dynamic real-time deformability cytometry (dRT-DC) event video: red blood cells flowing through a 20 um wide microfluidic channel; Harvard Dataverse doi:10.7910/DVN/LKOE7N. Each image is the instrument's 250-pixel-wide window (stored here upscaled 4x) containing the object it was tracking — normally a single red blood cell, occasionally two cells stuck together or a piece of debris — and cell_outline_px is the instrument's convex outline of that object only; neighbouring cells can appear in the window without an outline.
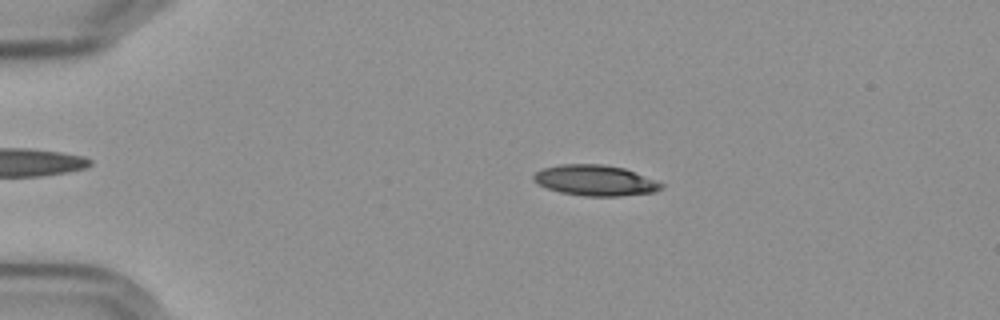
{"species": "Egyptian fruit bat (a non-hibernating species)", "species_latin": "Rousettus aegyptiacus", "temperature_condition": "cold", "stored_images_in_passage": 8, "camera_frame_rate_fps": 3000, "um_per_image_px": 0.085, "frame": {"image": 1, "passage_image": 3, "time_ms": 2.333, "image_size_px": [1000, 320], "cell_outline_px": [[664, 188], [656, 192], [620, 196], [584, 196], [560, 192], [548, 188], [532, 180], [532, 176], [536, 172], [544, 168], [560, 164], [604, 164], [624, 168], [664, 184]], "centroid_in_image_um": [50.6, 15.34], "position_along_channel_um": 34.4, "area_um2": 22.77}}
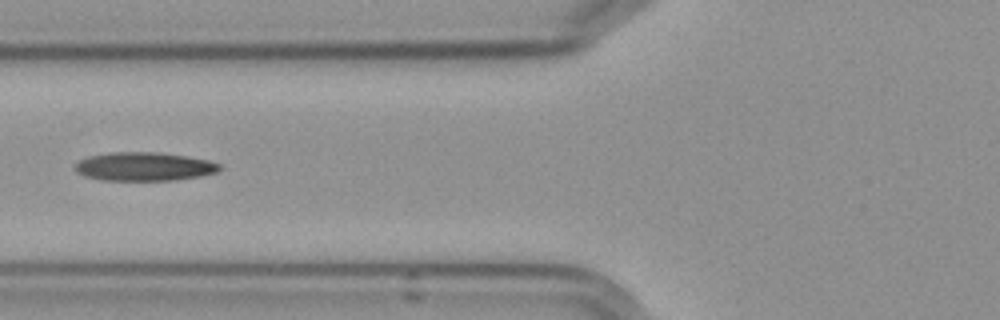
{"frame": {"image": 2, "passage_image": 6, "time_ms": 6.0, "image_size_px": [1000, 320], "cell_outline_px": [[220, 168], [216, 172], [200, 176], [172, 180], [104, 180], [88, 176], [76, 172], [76, 164], [80, 160], [88, 156], [108, 152], [160, 152], [208, 160], [220, 164]], "centroid_in_image_um": [12.25, 14.14], "position_along_channel_um": 113.6, "area_um2": 23.81}}
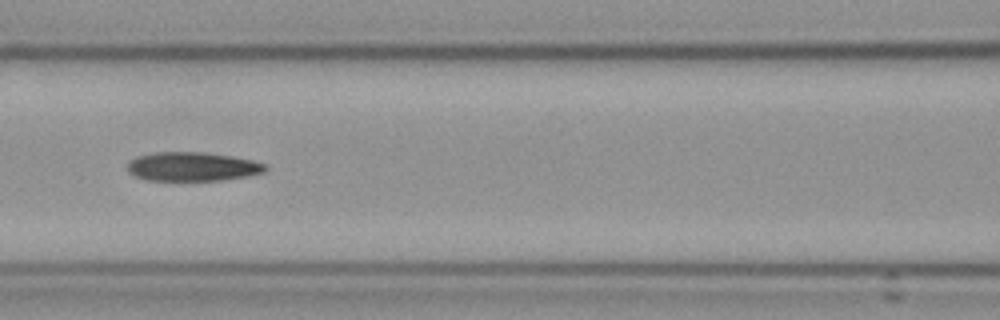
{"frame": {"image": 3, "passage_image": 7, "time_ms": 7.0, "image_size_px": [1000, 320], "cell_outline_px": [[268, 168], [264, 172], [248, 176], [220, 180], [148, 180], [136, 176], [128, 172], [128, 160], [136, 156], [156, 152], [200, 152], [232, 156], [252, 160], [264, 164]], "centroid_in_image_um": [16.34, 14.15], "position_along_channel_um": 150.3, "area_um2": 23.18}}